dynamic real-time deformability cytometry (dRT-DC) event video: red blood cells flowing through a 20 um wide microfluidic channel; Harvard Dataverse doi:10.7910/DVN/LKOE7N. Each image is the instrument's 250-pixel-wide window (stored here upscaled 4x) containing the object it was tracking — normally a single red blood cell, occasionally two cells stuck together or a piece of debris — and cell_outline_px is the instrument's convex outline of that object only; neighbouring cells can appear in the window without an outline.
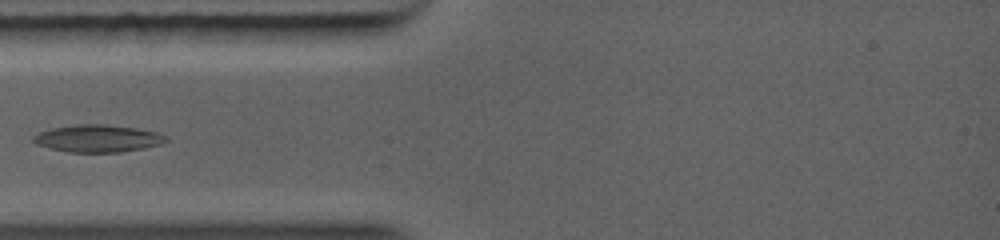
{"species": "common noctule bat (a hibernating species)", "species_latin": "Nyctalus noctula", "temperature_condition": "warm", "stored_images_in_passage": 1, "camera_frame_rate_fps": 5000, "um_per_image_px": 0.085, "animal": {"sex": "female", "body_mass_g": 19.0, "forearm_length_mm": 56.7}, "frame": {"image": 1, "passage_image": 1, "time_ms": 0.0, "image_size_px": [1000, 240], "cell_outline_px": [[168, 140], [160, 144], [144, 148], [120, 152], [68, 152], [36, 144], [32, 140], [32, 136], [40, 132], [52, 128], [76, 124], [104, 124], [136, 128], [156, 132], [168, 136]], "centroid_in_image_um": [8.32, 11.76], "position_along_channel_um": 76.7, "area_um2": 21.04}}